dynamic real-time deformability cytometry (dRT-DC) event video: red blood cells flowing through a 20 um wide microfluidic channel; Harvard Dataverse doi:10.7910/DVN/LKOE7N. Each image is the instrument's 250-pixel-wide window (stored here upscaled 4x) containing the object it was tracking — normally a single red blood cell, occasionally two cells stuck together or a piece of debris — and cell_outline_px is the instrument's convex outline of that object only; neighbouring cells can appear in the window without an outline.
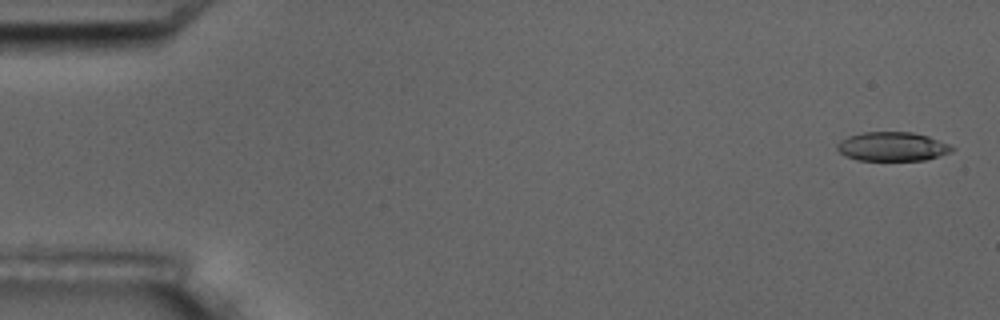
{"species": "common noctule bat (a hibernating species)", "species_latin": "Nyctalus noctula", "temperature_condition": "room temperature", "stored_images_in_passage": 6, "camera_frame_rate_fps": 3000, "um_per_image_px": 0.085, "animal": {"sex": "male", "body_mass_g": 17.5, "forearm_length_mm": 52.3}, "frame": {"image": 1, "passage_image": 1, "time_ms": 0.0, "image_size_px": [1000, 320], "cell_outline_px": [[956, 148], [952, 152], [924, 160], [856, 160], [844, 156], [836, 148], [836, 144], [840, 140], [848, 136], [864, 132], [912, 132], [928, 136], [948, 144]], "centroid_in_image_um": [75.82, 12.46], "position_along_channel_um": 9.2, "area_um2": 19.48}}
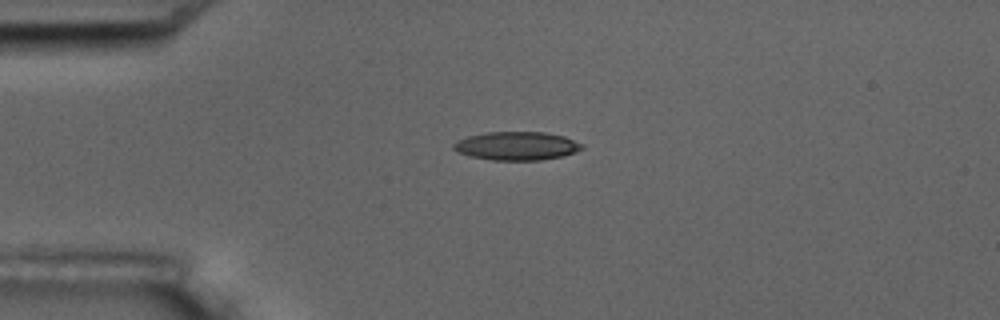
{"frame": {"image": 2, "passage_image": 4, "time_ms": 4.0, "image_size_px": [1000, 320], "cell_outline_px": [[584, 148], [576, 152], [564, 156], [540, 160], [492, 160], [472, 156], [456, 152], [452, 148], [452, 144], [468, 136], [488, 132], [544, 132], [564, 136], [584, 144]], "centroid_in_image_um": [43.95, 12.4], "position_along_channel_um": 41.0, "area_um2": 21.33}}